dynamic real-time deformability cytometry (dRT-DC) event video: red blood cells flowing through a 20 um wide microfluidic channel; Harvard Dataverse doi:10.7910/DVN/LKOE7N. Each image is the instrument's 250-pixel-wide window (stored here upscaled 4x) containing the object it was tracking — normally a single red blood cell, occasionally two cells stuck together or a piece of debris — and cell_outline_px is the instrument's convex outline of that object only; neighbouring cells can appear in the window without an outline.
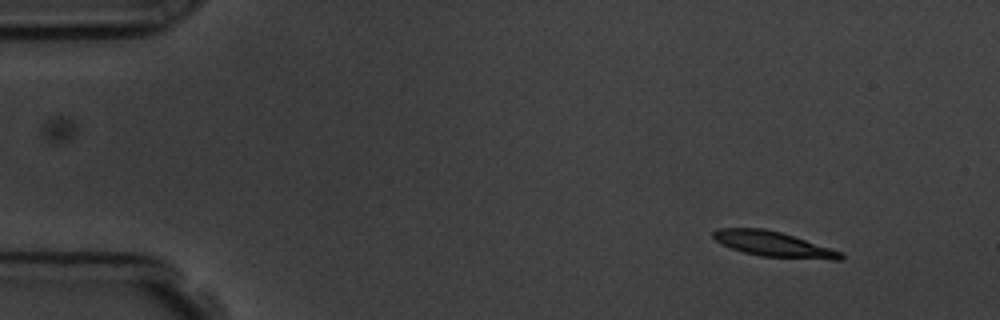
{"species": "common noctule bat (a hibernating species)", "species_latin": "Nyctalus noctula", "temperature_condition": "room temperature", "stored_images_in_passage": 4, "camera_frame_rate_fps": 3000, "um_per_image_px": 0.085, "animal": {"sex": "male", "body_mass_g": 19.5, "forearm_length_mm": 54.6}, "frame": {"image": 1, "passage_image": 1, "time_ms": 0.0, "image_size_px": [1000, 320], "cell_outline_px": [[844, 260], [832, 260], [760, 256], [744, 252], [732, 248], [716, 240], [712, 236], [712, 232], [716, 228], [764, 228], [780, 232], [844, 252]], "centroid_in_image_um": [65.79, 20.76], "position_along_channel_um": 19.2, "area_um2": 18.67}}
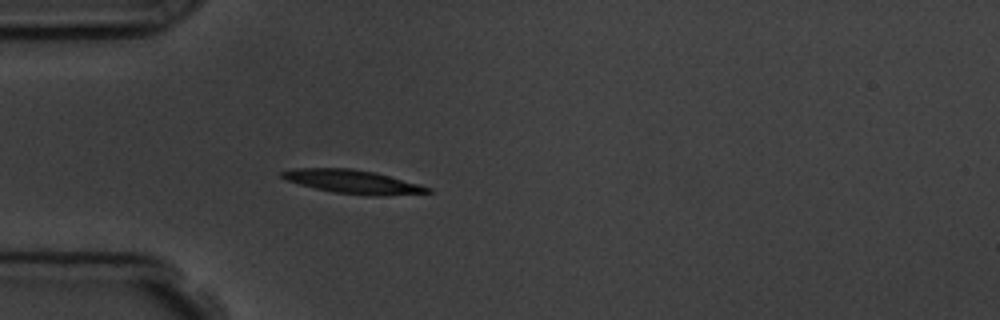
{"frame": {"image": 2, "passage_image": 4, "time_ms": 3.333, "image_size_px": [1000, 320], "cell_outline_px": [[432, 192], [380, 196], [368, 196], [332, 192], [300, 184], [288, 180], [280, 176], [280, 172], [296, 168], [348, 168], [376, 172], [420, 184], [432, 188]], "centroid_in_image_um": [30.03, 15.45], "position_along_channel_um": 55.0, "area_um2": 20.0}}